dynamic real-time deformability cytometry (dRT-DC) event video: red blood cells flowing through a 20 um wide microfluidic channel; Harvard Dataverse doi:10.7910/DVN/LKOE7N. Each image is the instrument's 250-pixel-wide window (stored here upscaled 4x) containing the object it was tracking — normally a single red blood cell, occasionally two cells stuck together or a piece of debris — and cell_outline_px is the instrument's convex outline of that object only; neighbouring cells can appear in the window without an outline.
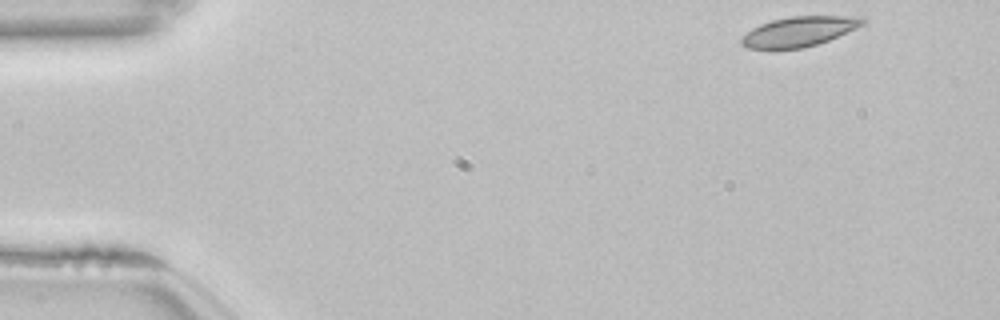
{"species": "common noctule bat (a hibernating species)", "species_latin": "Nyctalus noctula", "temperature_condition": "room temperature", "stored_images_in_passage": 50, "camera_frame_rate_fps": 3000, "um_per_image_px": 0.085, "animal": {"sex": "female", "body_mass_g": 22.7, "forearm_length_mm": 54.2}, "frame": {"image": 1, "passage_image": 1, "time_ms": 0.0, "image_size_px": [1000, 320], "cell_outline_px": [[868, 20], [864, 24], [856, 28], [828, 40], [804, 48], [748, 48], [740, 44], [740, 40], [752, 28], [760, 24], [772, 20], [792, 16], [864, 16]], "centroid_in_image_um": [67.97, 2.66], "position_along_channel_um": 17.0, "area_um2": 20.92}}
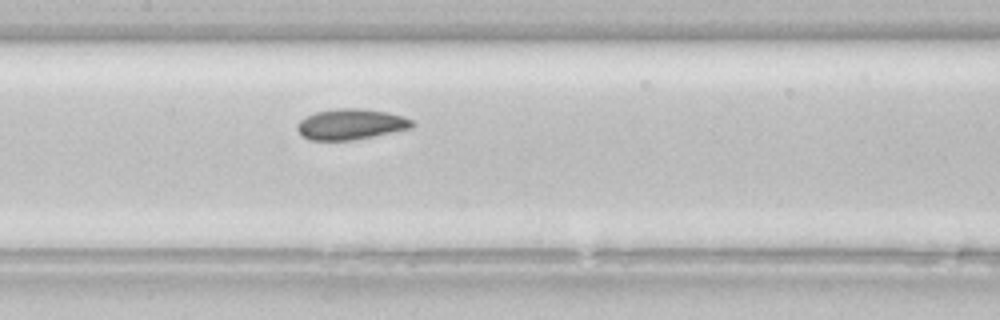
{"frame": {"image": 2, "passage_image": 22, "time_ms": 7.0, "image_size_px": [1000, 320], "cell_outline_px": [[416, 124], [412, 128], [352, 140], [308, 140], [300, 136], [296, 128], [296, 124], [300, 120], [316, 112], [340, 108], [360, 108], [388, 112], [404, 116], [412, 120]], "centroid_in_image_um": [29.81, 10.56], "position_along_channel_um": 177.6, "area_um2": 20.63}}
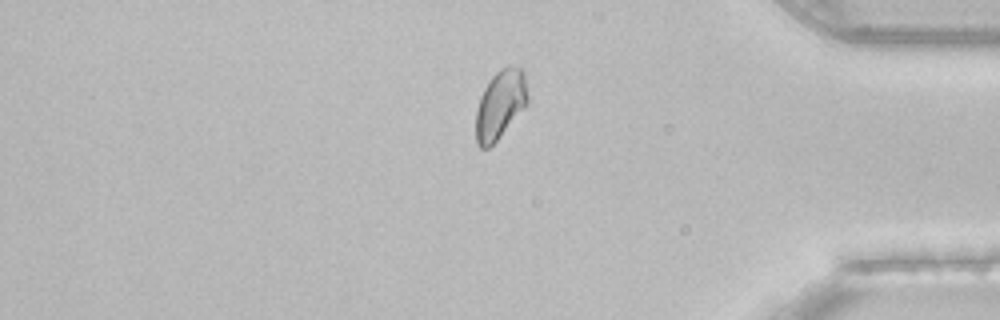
{"frame": {"image": 3, "passage_image": 41, "time_ms": 13.333, "image_size_px": [1000, 320], "cell_outline_px": [[528, 104], [496, 140], [488, 148], [480, 148], [476, 144], [476, 108], [480, 96], [484, 88], [492, 76], [500, 68], [508, 64], [520, 68], [524, 72], [528, 96]], "centroid_in_image_um": [42.51, 8.86], "position_along_channel_um": 392.7, "area_um2": 20.81}, "authors_computed_cell_mechanics": {"area_um2": 21.097, "velocity_mm_per_s": 3.8141, "shape_relaxation_time_tau1_ms": 4.4805, "shape_relaxation_time_tau2_ms": 2.4302, "deformation_change_tau1": 0.0856, "deformation_change_tau2": 0.0524}}